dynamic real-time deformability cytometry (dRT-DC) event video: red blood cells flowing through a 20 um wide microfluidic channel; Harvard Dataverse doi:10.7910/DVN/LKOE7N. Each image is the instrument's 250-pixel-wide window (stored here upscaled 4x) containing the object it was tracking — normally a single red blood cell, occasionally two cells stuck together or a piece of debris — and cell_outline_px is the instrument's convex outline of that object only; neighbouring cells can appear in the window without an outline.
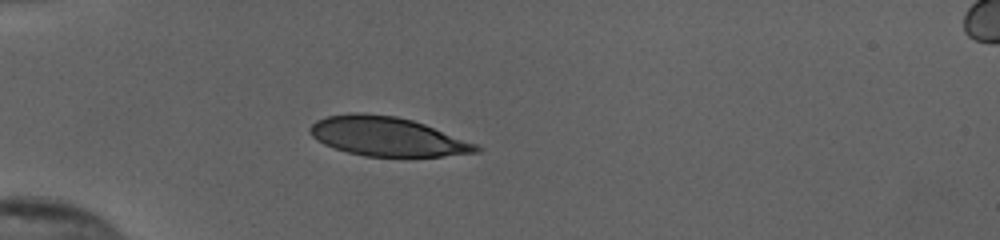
{"species": "human", "species_latin": "Homo sapiens", "temperature_condition": "cold", "stored_images_in_passage": 38, "camera_frame_rate_fps": 3000, "um_per_image_px": 0.085, "donor": {"sex": "female"}, "frame": {"image": 1, "passage_image": 1, "time_ms": 0.0, "image_size_px": [1000, 240], "cell_outline_px": [[484, 148], [480, 152], [444, 156], [364, 156], [348, 152], [324, 144], [316, 140], [308, 132], [308, 128], [316, 120], [328, 116], [348, 112], [364, 112], [396, 116], [412, 120], [424, 124], [476, 144]], "centroid_in_image_um": [32.88, 11.59], "position_along_channel_um": 52.1, "area_um2": 37.92}}
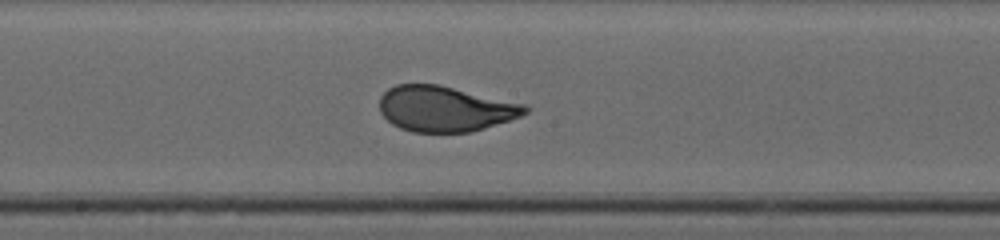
{"frame": {"image": 2, "passage_image": 15, "time_ms": 4.667, "image_size_px": [1000, 240], "cell_outline_px": [[532, 108], [528, 112], [520, 116], [484, 128], [468, 132], [412, 132], [400, 128], [392, 124], [380, 112], [380, 96], [388, 88], [396, 84], [440, 84], [524, 104]], "centroid_in_image_um": [37.81, 9.24], "position_along_channel_um": 210.4, "area_um2": 38.55}}
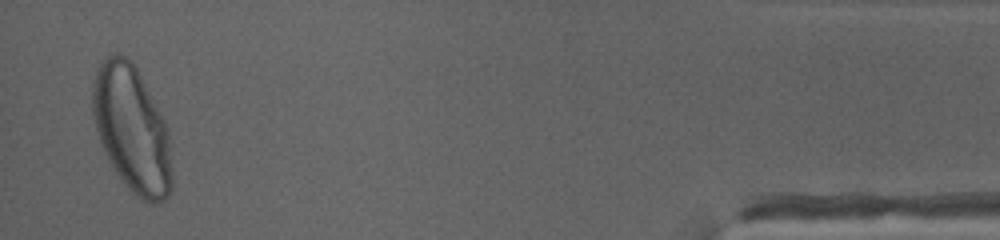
{"frame": {"image": 3, "passage_image": 37, "time_ms": 12.0, "image_size_px": [1000, 240], "cell_outline_px": [[172, 188], [168, 196], [164, 200], [156, 204], [152, 204], [144, 200], [132, 192], [128, 188], [116, 172], [108, 160], [104, 152], [96, 128], [92, 112], [92, 80], [96, 68], [104, 56], [116, 52], [132, 60], [164, 120], [168, 128], [172, 172]], "centroid_in_image_um": [11.19, 10.95], "position_along_channel_um": 424.0, "area_um2": 58.67}, "authors_computed_cell_mechanics": {"area_um2": 39.2173, "velocity_mm_per_s": 3.8514, "shape_relaxation_time_tau1_ms": 4.357, "shape_relaxation_time_tau2_ms": null, "deformation_change_tau1": 0.188, "deformation_change_tau2": null}}